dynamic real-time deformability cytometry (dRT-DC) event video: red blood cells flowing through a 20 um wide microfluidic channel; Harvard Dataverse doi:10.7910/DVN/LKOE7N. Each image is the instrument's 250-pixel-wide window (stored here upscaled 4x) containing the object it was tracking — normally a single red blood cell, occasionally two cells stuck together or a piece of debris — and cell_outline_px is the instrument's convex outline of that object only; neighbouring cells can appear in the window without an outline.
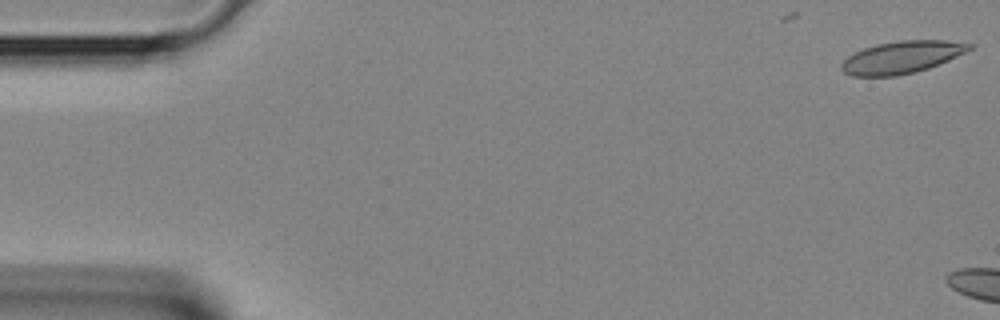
{"species": "Egyptian fruit bat (a non-hibernating species)", "species_latin": "Rousettus aegyptiacus", "temperature_condition": "room temperature", "stored_images_in_passage": 4, "camera_frame_rate_fps": 3000, "um_per_image_px": 0.085, "animal": {"sex": "female"}, "frame": {"image": 1, "passage_image": 1, "time_ms": 0.0, "image_size_px": [1000, 320], "cell_outline_px": [[972, 48], [948, 60], [928, 68], [896, 76], [852, 76], [844, 72], [840, 68], [840, 64], [848, 56], [864, 48], [876, 44], [900, 40], [944, 40], [972, 44]], "centroid_in_image_um": [76.6, 4.86], "position_along_channel_um": 8.4, "area_um2": 23.76}}